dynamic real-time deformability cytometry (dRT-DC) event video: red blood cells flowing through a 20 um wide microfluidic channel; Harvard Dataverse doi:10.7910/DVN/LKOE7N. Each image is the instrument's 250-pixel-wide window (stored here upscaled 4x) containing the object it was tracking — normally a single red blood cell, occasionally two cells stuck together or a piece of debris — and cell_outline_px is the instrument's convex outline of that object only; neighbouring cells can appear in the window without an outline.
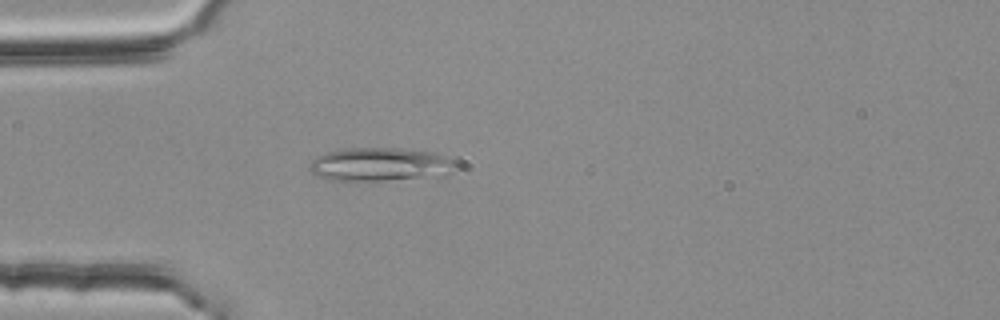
{"species": "common noctule bat (a hibernating species)", "species_latin": "Nyctalus noctula", "temperature_condition": "room temperature", "stored_images_in_passage": 3, "camera_frame_rate_fps": 3000, "um_per_image_px": 0.085, "animal": {"sex": "female", "body_mass_g": 25.1}, "frame": {"image": 1, "passage_image": 3, "time_ms": 0.667, "image_size_px": [1000, 320], "cell_outline_px": [[452, 172], [420, 176], [384, 180], [332, 180], [320, 176], [312, 172], [308, 164], [316, 156], [328, 152], [348, 148], [404, 148], [432, 152], [444, 156], [452, 160]], "centroid_in_image_um": [32.19, 13.94], "position_along_channel_um": 52.8, "area_um2": 27.51}}